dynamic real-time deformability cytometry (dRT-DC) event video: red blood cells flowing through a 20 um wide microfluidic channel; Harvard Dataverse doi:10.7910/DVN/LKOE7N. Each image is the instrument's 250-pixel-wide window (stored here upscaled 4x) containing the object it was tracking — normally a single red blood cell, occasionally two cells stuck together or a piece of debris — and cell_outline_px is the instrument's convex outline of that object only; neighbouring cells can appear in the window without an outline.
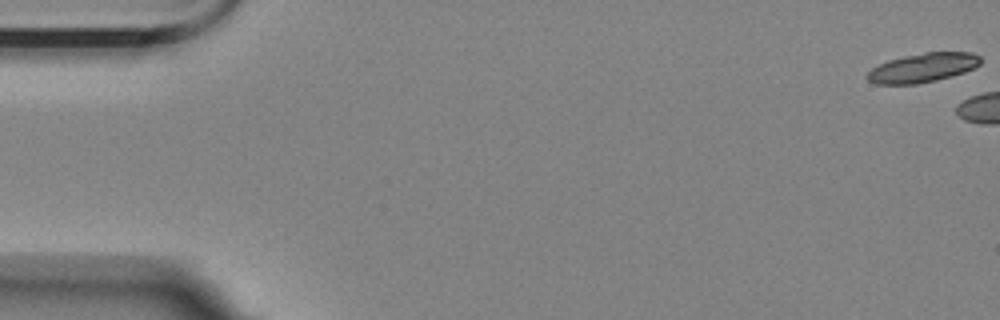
{"species": "Egyptian fruit bat (a non-hibernating species)", "species_latin": "Rousettus aegyptiacus", "temperature_condition": "room temperature", "stored_images_in_passage": 6, "camera_frame_rate_fps": 3000, "um_per_image_px": 0.085, "animal": {"sex": "female"}, "frame": {"image": 1, "passage_image": 1, "time_ms": 0.0, "image_size_px": [1000, 320], "cell_outline_px": [[980, 64], [976, 68], [952, 76], [936, 80], [916, 84], [876, 84], [868, 80], [868, 72], [872, 68], [888, 60], [904, 56], [924, 52], [972, 52], [980, 56]], "centroid_in_image_um": [78.47, 5.75], "position_along_channel_um": 6.5, "area_um2": 19.19}}